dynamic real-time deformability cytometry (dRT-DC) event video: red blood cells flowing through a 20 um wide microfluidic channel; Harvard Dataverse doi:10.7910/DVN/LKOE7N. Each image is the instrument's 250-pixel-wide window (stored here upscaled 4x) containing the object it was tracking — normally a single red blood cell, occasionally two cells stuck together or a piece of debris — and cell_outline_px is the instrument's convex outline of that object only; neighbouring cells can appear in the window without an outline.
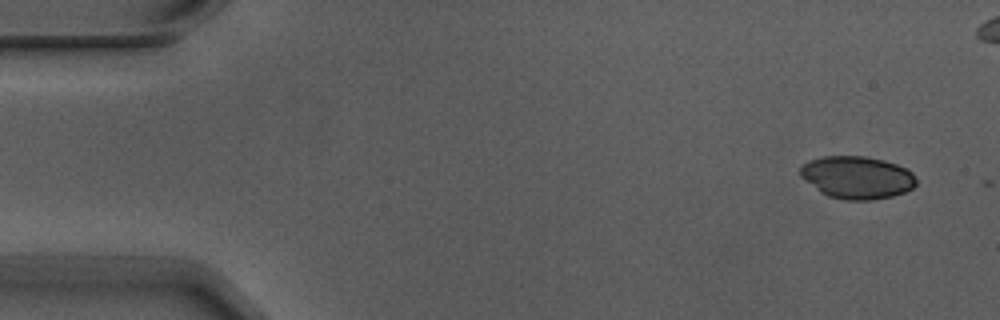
{"species": "Egyptian fruit bat (a non-hibernating species)", "species_latin": "Rousettus aegyptiacus", "temperature_condition": "warm", "stored_images_in_passage": 2, "camera_frame_rate_fps": 3000, "um_per_image_px": 0.085, "animal": {"sex": "male"}, "frame": {"image": 1, "passage_image": 1, "time_ms": 0.0, "image_size_px": [1000, 320], "cell_outline_px": [[916, 184], [912, 188], [904, 192], [892, 196], [872, 200], [844, 200], [828, 196], [820, 192], [800, 176], [800, 168], [808, 160], [824, 156], [864, 156], [884, 160], [908, 168], [912, 172], [916, 180]], "centroid_in_image_um": [72.85, 15.08], "position_along_channel_um": 12.2, "area_um2": 28.84}}